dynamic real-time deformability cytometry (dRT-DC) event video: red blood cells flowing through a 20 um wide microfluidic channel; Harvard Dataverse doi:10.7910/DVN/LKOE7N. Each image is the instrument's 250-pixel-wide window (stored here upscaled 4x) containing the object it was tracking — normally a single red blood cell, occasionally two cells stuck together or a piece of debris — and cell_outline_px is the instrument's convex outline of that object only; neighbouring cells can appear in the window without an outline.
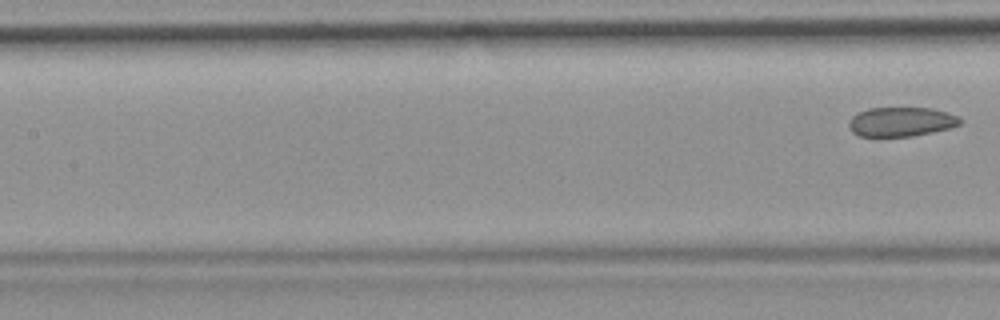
{"species": "common noctule bat (a hibernating species)", "species_latin": "Nyctalus noctula", "temperature_condition": "room temperature", "stored_images_in_passage": 8, "segment_of_instrument_passage": [2, 2], "camera_frame_rate_fps": 3000, "um_per_image_px": 0.085, "animal": {"sex": "female", "body_mass_g": 19.9}, "frame": {"image": 1, "passage_image": 8, "time_ms": 9.0, "image_size_px": [1000, 320], "cell_outline_px": [[964, 120], [960, 124], [948, 128], [932, 132], [912, 136], [860, 136], [852, 132], [848, 128], [848, 124], [852, 116], [868, 108], [932, 108], [960, 116]], "centroid_in_image_um": [76.61, 10.35], "position_along_channel_um": 130.8, "area_um2": 19.02}}